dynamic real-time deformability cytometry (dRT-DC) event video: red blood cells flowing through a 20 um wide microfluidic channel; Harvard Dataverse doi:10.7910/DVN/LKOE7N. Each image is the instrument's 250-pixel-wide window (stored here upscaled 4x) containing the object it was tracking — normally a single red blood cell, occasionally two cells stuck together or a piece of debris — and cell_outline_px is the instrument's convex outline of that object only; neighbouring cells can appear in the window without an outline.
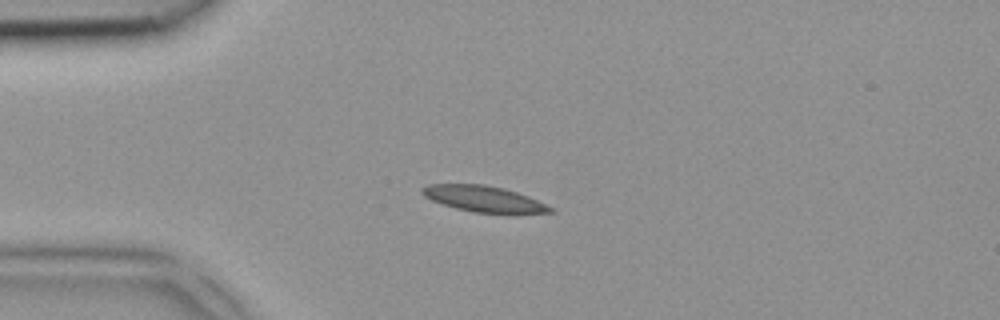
{"species": "common noctule bat (a hibernating species)", "species_latin": "Nyctalus noctula", "temperature_condition": "room temperature", "stored_images_in_passage": 3, "camera_frame_rate_fps": 3000, "um_per_image_px": 0.085, "animal": {"sex": "female", "body_mass_g": 18.4}, "frame": {"image": 1, "passage_image": 3, "time_ms": 0.667, "image_size_px": [1000, 320], "cell_outline_px": [[556, 212], [516, 216], [508, 216], [472, 212], [456, 208], [432, 200], [424, 196], [420, 192], [420, 188], [428, 184], [484, 184], [504, 188], [528, 196], [556, 208]], "centroid_in_image_um": [41.26, 16.96], "position_along_channel_um": 43.7, "area_um2": 20.46}}